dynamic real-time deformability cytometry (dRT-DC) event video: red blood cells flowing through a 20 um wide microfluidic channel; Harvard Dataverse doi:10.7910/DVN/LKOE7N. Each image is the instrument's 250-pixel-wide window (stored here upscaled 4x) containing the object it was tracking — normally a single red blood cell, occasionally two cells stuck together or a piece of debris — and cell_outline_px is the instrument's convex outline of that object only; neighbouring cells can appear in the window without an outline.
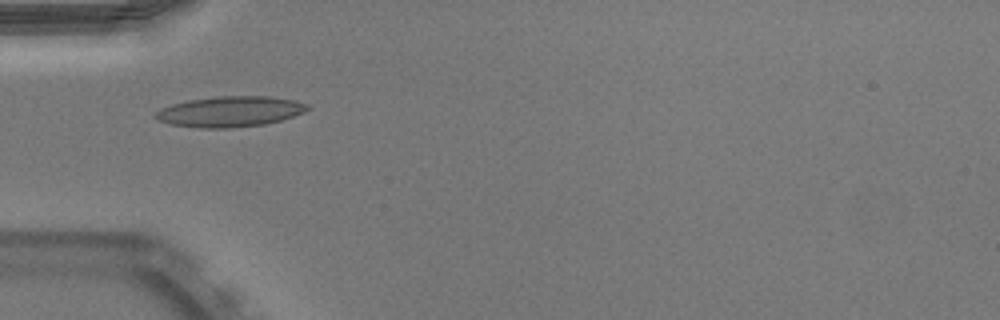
{"species": "Egyptian fruit bat (a non-hibernating species)", "species_latin": "Rousettus aegyptiacus", "temperature_condition": "warm", "stored_images_in_passage": 23, "camera_frame_rate_fps": 3000, "um_per_image_px": 0.085, "animal": {"sex": "male"}, "frame": {"image": 1, "passage_image": 1, "time_ms": 0.0, "image_size_px": [1000, 320], "cell_outline_px": [[312, 108], [304, 112], [280, 120], [264, 124], [232, 128], [200, 128], [172, 124], [160, 120], [152, 116], [160, 108], [172, 104], [188, 100], [220, 96], [268, 96], [292, 100], [308, 104]], "centroid_in_image_um": [19.55, 9.48], "position_along_channel_um": 65.5, "area_um2": 26.93}}